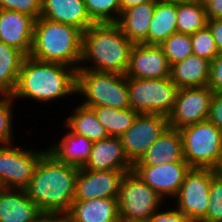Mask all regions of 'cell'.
Instances as JSON below:
<instances>
[{
    "label": "cell",
    "instance_id": "cell-1",
    "mask_svg": "<svg viewBox=\"0 0 222 222\" xmlns=\"http://www.w3.org/2000/svg\"><path fill=\"white\" fill-rule=\"evenodd\" d=\"M77 69L60 63L44 62L26 56L18 74L12 99H31L38 104L76 96ZM46 103V104H45Z\"/></svg>",
    "mask_w": 222,
    "mask_h": 222
},
{
    "label": "cell",
    "instance_id": "cell-2",
    "mask_svg": "<svg viewBox=\"0 0 222 222\" xmlns=\"http://www.w3.org/2000/svg\"><path fill=\"white\" fill-rule=\"evenodd\" d=\"M78 171V167L59 162L46 151L25 191L41 212L68 213L74 201Z\"/></svg>",
    "mask_w": 222,
    "mask_h": 222
},
{
    "label": "cell",
    "instance_id": "cell-3",
    "mask_svg": "<svg viewBox=\"0 0 222 222\" xmlns=\"http://www.w3.org/2000/svg\"><path fill=\"white\" fill-rule=\"evenodd\" d=\"M132 46L116 22L94 23L82 34L79 69L125 75Z\"/></svg>",
    "mask_w": 222,
    "mask_h": 222
},
{
    "label": "cell",
    "instance_id": "cell-4",
    "mask_svg": "<svg viewBox=\"0 0 222 222\" xmlns=\"http://www.w3.org/2000/svg\"><path fill=\"white\" fill-rule=\"evenodd\" d=\"M82 34L73 25L39 17L34 22L33 45L29 56L78 70L82 56Z\"/></svg>",
    "mask_w": 222,
    "mask_h": 222
},
{
    "label": "cell",
    "instance_id": "cell-5",
    "mask_svg": "<svg viewBox=\"0 0 222 222\" xmlns=\"http://www.w3.org/2000/svg\"><path fill=\"white\" fill-rule=\"evenodd\" d=\"M76 95H81V104L89 108H130L126 75L78 69Z\"/></svg>",
    "mask_w": 222,
    "mask_h": 222
},
{
    "label": "cell",
    "instance_id": "cell-6",
    "mask_svg": "<svg viewBox=\"0 0 222 222\" xmlns=\"http://www.w3.org/2000/svg\"><path fill=\"white\" fill-rule=\"evenodd\" d=\"M183 156L191 168L215 169L222 154V131L206 120L180 129Z\"/></svg>",
    "mask_w": 222,
    "mask_h": 222
},
{
    "label": "cell",
    "instance_id": "cell-7",
    "mask_svg": "<svg viewBox=\"0 0 222 222\" xmlns=\"http://www.w3.org/2000/svg\"><path fill=\"white\" fill-rule=\"evenodd\" d=\"M130 108L138 114H159L168 117L174 107L178 87L170 77L137 79L127 77Z\"/></svg>",
    "mask_w": 222,
    "mask_h": 222
},
{
    "label": "cell",
    "instance_id": "cell-8",
    "mask_svg": "<svg viewBox=\"0 0 222 222\" xmlns=\"http://www.w3.org/2000/svg\"><path fill=\"white\" fill-rule=\"evenodd\" d=\"M165 203L134 171L126 173L118 196L121 221L146 222Z\"/></svg>",
    "mask_w": 222,
    "mask_h": 222
},
{
    "label": "cell",
    "instance_id": "cell-9",
    "mask_svg": "<svg viewBox=\"0 0 222 222\" xmlns=\"http://www.w3.org/2000/svg\"><path fill=\"white\" fill-rule=\"evenodd\" d=\"M35 150L15 143L0 145V182L4 188H27L40 157L47 151Z\"/></svg>",
    "mask_w": 222,
    "mask_h": 222
},
{
    "label": "cell",
    "instance_id": "cell-10",
    "mask_svg": "<svg viewBox=\"0 0 222 222\" xmlns=\"http://www.w3.org/2000/svg\"><path fill=\"white\" fill-rule=\"evenodd\" d=\"M213 169L191 168L186 174L171 207L181 211L194 222H200L207 214Z\"/></svg>",
    "mask_w": 222,
    "mask_h": 222
},
{
    "label": "cell",
    "instance_id": "cell-11",
    "mask_svg": "<svg viewBox=\"0 0 222 222\" xmlns=\"http://www.w3.org/2000/svg\"><path fill=\"white\" fill-rule=\"evenodd\" d=\"M213 91L209 86L178 89L168 116L169 128L178 129L208 120Z\"/></svg>",
    "mask_w": 222,
    "mask_h": 222
},
{
    "label": "cell",
    "instance_id": "cell-12",
    "mask_svg": "<svg viewBox=\"0 0 222 222\" xmlns=\"http://www.w3.org/2000/svg\"><path fill=\"white\" fill-rule=\"evenodd\" d=\"M168 127V117L164 115L138 114L120 137L128 159L133 164L138 162Z\"/></svg>",
    "mask_w": 222,
    "mask_h": 222
},
{
    "label": "cell",
    "instance_id": "cell-13",
    "mask_svg": "<svg viewBox=\"0 0 222 222\" xmlns=\"http://www.w3.org/2000/svg\"><path fill=\"white\" fill-rule=\"evenodd\" d=\"M190 169L191 167L186 162L133 167V171L136 175L152 188L165 202L171 199V201H173L177 196L185 176Z\"/></svg>",
    "mask_w": 222,
    "mask_h": 222
},
{
    "label": "cell",
    "instance_id": "cell-14",
    "mask_svg": "<svg viewBox=\"0 0 222 222\" xmlns=\"http://www.w3.org/2000/svg\"><path fill=\"white\" fill-rule=\"evenodd\" d=\"M128 171H94L79 168L74 201L118 199L121 182Z\"/></svg>",
    "mask_w": 222,
    "mask_h": 222
},
{
    "label": "cell",
    "instance_id": "cell-15",
    "mask_svg": "<svg viewBox=\"0 0 222 222\" xmlns=\"http://www.w3.org/2000/svg\"><path fill=\"white\" fill-rule=\"evenodd\" d=\"M170 64L157 45L133 44L126 77L163 79L170 77Z\"/></svg>",
    "mask_w": 222,
    "mask_h": 222
},
{
    "label": "cell",
    "instance_id": "cell-16",
    "mask_svg": "<svg viewBox=\"0 0 222 222\" xmlns=\"http://www.w3.org/2000/svg\"><path fill=\"white\" fill-rule=\"evenodd\" d=\"M34 22L35 19L25 13L0 9V42L19 49L26 56L30 55Z\"/></svg>",
    "mask_w": 222,
    "mask_h": 222
},
{
    "label": "cell",
    "instance_id": "cell-17",
    "mask_svg": "<svg viewBox=\"0 0 222 222\" xmlns=\"http://www.w3.org/2000/svg\"><path fill=\"white\" fill-rule=\"evenodd\" d=\"M120 137H108L94 142L92 152L83 169L94 171H133Z\"/></svg>",
    "mask_w": 222,
    "mask_h": 222
},
{
    "label": "cell",
    "instance_id": "cell-18",
    "mask_svg": "<svg viewBox=\"0 0 222 222\" xmlns=\"http://www.w3.org/2000/svg\"><path fill=\"white\" fill-rule=\"evenodd\" d=\"M172 162L186 161L183 156V139L180 130L168 127L134 166H157Z\"/></svg>",
    "mask_w": 222,
    "mask_h": 222
},
{
    "label": "cell",
    "instance_id": "cell-19",
    "mask_svg": "<svg viewBox=\"0 0 222 222\" xmlns=\"http://www.w3.org/2000/svg\"><path fill=\"white\" fill-rule=\"evenodd\" d=\"M40 17L73 25L82 32L94 24L83 0H42Z\"/></svg>",
    "mask_w": 222,
    "mask_h": 222
},
{
    "label": "cell",
    "instance_id": "cell-20",
    "mask_svg": "<svg viewBox=\"0 0 222 222\" xmlns=\"http://www.w3.org/2000/svg\"><path fill=\"white\" fill-rule=\"evenodd\" d=\"M40 212L24 189L0 190V222H32Z\"/></svg>",
    "mask_w": 222,
    "mask_h": 222
},
{
    "label": "cell",
    "instance_id": "cell-21",
    "mask_svg": "<svg viewBox=\"0 0 222 222\" xmlns=\"http://www.w3.org/2000/svg\"><path fill=\"white\" fill-rule=\"evenodd\" d=\"M69 222H119L118 199L99 198L73 201L68 211Z\"/></svg>",
    "mask_w": 222,
    "mask_h": 222
},
{
    "label": "cell",
    "instance_id": "cell-22",
    "mask_svg": "<svg viewBox=\"0 0 222 222\" xmlns=\"http://www.w3.org/2000/svg\"><path fill=\"white\" fill-rule=\"evenodd\" d=\"M66 130L68 133H65L60 141L50 144L47 151L59 162L82 168L90 157L94 142Z\"/></svg>",
    "mask_w": 222,
    "mask_h": 222
},
{
    "label": "cell",
    "instance_id": "cell-23",
    "mask_svg": "<svg viewBox=\"0 0 222 222\" xmlns=\"http://www.w3.org/2000/svg\"><path fill=\"white\" fill-rule=\"evenodd\" d=\"M210 69V61L192 54L171 65L170 79L178 89L208 86Z\"/></svg>",
    "mask_w": 222,
    "mask_h": 222
},
{
    "label": "cell",
    "instance_id": "cell-24",
    "mask_svg": "<svg viewBox=\"0 0 222 222\" xmlns=\"http://www.w3.org/2000/svg\"><path fill=\"white\" fill-rule=\"evenodd\" d=\"M155 4L156 0H151L121 12L116 23L133 44H142L147 39Z\"/></svg>",
    "mask_w": 222,
    "mask_h": 222
},
{
    "label": "cell",
    "instance_id": "cell-25",
    "mask_svg": "<svg viewBox=\"0 0 222 222\" xmlns=\"http://www.w3.org/2000/svg\"><path fill=\"white\" fill-rule=\"evenodd\" d=\"M177 3L156 0L145 45H161L170 35L177 33Z\"/></svg>",
    "mask_w": 222,
    "mask_h": 222
},
{
    "label": "cell",
    "instance_id": "cell-26",
    "mask_svg": "<svg viewBox=\"0 0 222 222\" xmlns=\"http://www.w3.org/2000/svg\"><path fill=\"white\" fill-rule=\"evenodd\" d=\"M71 112L63 123V127L70 132L84 136L93 142L109 137L105 127L99 122L91 108L80 103Z\"/></svg>",
    "mask_w": 222,
    "mask_h": 222
},
{
    "label": "cell",
    "instance_id": "cell-27",
    "mask_svg": "<svg viewBox=\"0 0 222 222\" xmlns=\"http://www.w3.org/2000/svg\"><path fill=\"white\" fill-rule=\"evenodd\" d=\"M26 55L19 49L0 42V95H11Z\"/></svg>",
    "mask_w": 222,
    "mask_h": 222
},
{
    "label": "cell",
    "instance_id": "cell-28",
    "mask_svg": "<svg viewBox=\"0 0 222 222\" xmlns=\"http://www.w3.org/2000/svg\"><path fill=\"white\" fill-rule=\"evenodd\" d=\"M109 137H121L133 124L138 113L132 108L117 109L107 106L90 107Z\"/></svg>",
    "mask_w": 222,
    "mask_h": 222
},
{
    "label": "cell",
    "instance_id": "cell-29",
    "mask_svg": "<svg viewBox=\"0 0 222 222\" xmlns=\"http://www.w3.org/2000/svg\"><path fill=\"white\" fill-rule=\"evenodd\" d=\"M177 32L193 34L207 25V15L202 0L177 3Z\"/></svg>",
    "mask_w": 222,
    "mask_h": 222
},
{
    "label": "cell",
    "instance_id": "cell-30",
    "mask_svg": "<svg viewBox=\"0 0 222 222\" xmlns=\"http://www.w3.org/2000/svg\"><path fill=\"white\" fill-rule=\"evenodd\" d=\"M171 65L193 54L190 34L174 33L159 45Z\"/></svg>",
    "mask_w": 222,
    "mask_h": 222
},
{
    "label": "cell",
    "instance_id": "cell-31",
    "mask_svg": "<svg viewBox=\"0 0 222 222\" xmlns=\"http://www.w3.org/2000/svg\"><path fill=\"white\" fill-rule=\"evenodd\" d=\"M94 23L117 22L121 14L119 0H83Z\"/></svg>",
    "mask_w": 222,
    "mask_h": 222
},
{
    "label": "cell",
    "instance_id": "cell-32",
    "mask_svg": "<svg viewBox=\"0 0 222 222\" xmlns=\"http://www.w3.org/2000/svg\"><path fill=\"white\" fill-rule=\"evenodd\" d=\"M193 54L207 61H212L218 54L217 46L208 25L190 35Z\"/></svg>",
    "mask_w": 222,
    "mask_h": 222
},
{
    "label": "cell",
    "instance_id": "cell-33",
    "mask_svg": "<svg viewBox=\"0 0 222 222\" xmlns=\"http://www.w3.org/2000/svg\"><path fill=\"white\" fill-rule=\"evenodd\" d=\"M14 104L11 95H0V145L14 143Z\"/></svg>",
    "mask_w": 222,
    "mask_h": 222
},
{
    "label": "cell",
    "instance_id": "cell-34",
    "mask_svg": "<svg viewBox=\"0 0 222 222\" xmlns=\"http://www.w3.org/2000/svg\"><path fill=\"white\" fill-rule=\"evenodd\" d=\"M209 206L200 222H222V176L215 173L211 179Z\"/></svg>",
    "mask_w": 222,
    "mask_h": 222
},
{
    "label": "cell",
    "instance_id": "cell-35",
    "mask_svg": "<svg viewBox=\"0 0 222 222\" xmlns=\"http://www.w3.org/2000/svg\"><path fill=\"white\" fill-rule=\"evenodd\" d=\"M0 9L22 12L37 20L41 14L42 0H0Z\"/></svg>",
    "mask_w": 222,
    "mask_h": 222
},
{
    "label": "cell",
    "instance_id": "cell-36",
    "mask_svg": "<svg viewBox=\"0 0 222 222\" xmlns=\"http://www.w3.org/2000/svg\"><path fill=\"white\" fill-rule=\"evenodd\" d=\"M164 207L159 208L146 222H194L174 206L170 208L169 205L167 210Z\"/></svg>",
    "mask_w": 222,
    "mask_h": 222
},
{
    "label": "cell",
    "instance_id": "cell-37",
    "mask_svg": "<svg viewBox=\"0 0 222 222\" xmlns=\"http://www.w3.org/2000/svg\"><path fill=\"white\" fill-rule=\"evenodd\" d=\"M208 86L214 93H222V52L211 61Z\"/></svg>",
    "mask_w": 222,
    "mask_h": 222
},
{
    "label": "cell",
    "instance_id": "cell-38",
    "mask_svg": "<svg viewBox=\"0 0 222 222\" xmlns=\"http://www.w3.org/2000/svg\"><path fill=\"white\" fill-rule=\"evenodd\" d=\"M208 120L222 131V93H213Z\"/></svg>",
    "mask_w": 222,
    "mask_h": 222
},
{
    "label": "cell",
    "instance_id": "cell-39",
    "mask_svg": "<svg viewBox=\"0 0 222 222\" xmlns=\"http://www.w3.org/2000/svg\"><path fill=\"white\" fill-rule=\"evenodd\" d=\"M207 20L222 19V0H202Z\"/></svg>",
    "mask_w": 222,
    "mask_h": 222
},
{
    "label": "cell",
    "instance_id": "cell-40",
    "mask_svg": "<svg viewBox=\"0 0 222 222\" xmlns=\"http://www.w3.org/2000/svg\"><path fill=\"white\" fill-rule=\"evenodd\" d=\"M32 222H69V216L62 212H40Z\"/></svg>",
    "mask_w": 222,
    "mask_h": 222
},
{
    "label": "cell",
    "instance_id": "cell-41",
    "mask_svg": "<svg viewBox=\"0 0 222 222\" xmlns=\"http://www.w3.org/2000/svg\"><path fill=\"white\" fill-rule=\"evenodd\" d=\"M207 25L212 31L217 50L222 52V19L207 20Z\"/></svg>",
    "mask_w": 222,
    "mask_h": 222
},
{
    "label": "cell",
    "instance_id": "cell-42",
    "mask_svg": "<svg viewBox=\"0 0 222 222\" xmlns=\"http://www.w3.org/2000/svg\"><path fill=\"white\" fill-rule=\"evenodd\" d=\"M148 1H151V0H119L120 6H121V12H123L125 9L135 7L137 5L146 3Z\"/></svg>",
    "mask_w": 222,
    "mask_h": 222
},
{
    "label": "cell",
    "instance_id": "cell-43",
    "mask_svg": "<svg viewBox=\"0 0 222 222\" xmlns=\"http://www.w3.org/2000/svg\"><path fill=\"white\" fill-rule=\"evenodd\" d=\"M215 173H217L218 175L222 176V154L220 156V160L218 162V165L216 166V168L214 169Z\"/></svg>",
    "mask_w": 222,
    "mask_h": 222
},
{
    "label": "cell",
    "instance_id": "cell-44",
    "mask_svg": "<svg viewBox=\"0 0 222 222\" xmlns=\"http://www.w3.org/2000/svg\"><path fill=\"white\" fill-rule=\"evenodd\" d=\"M159 1L171 2V3H181V2H187L190 0H159Z\"/></svg>",
    "mask_w": 222,
    "mask_h": 222
},
{
    "label": "cell",
    "instance_id": "cell-45",
    "mask_svg": "<svg viewBox=\"0 0 222 222\" xmlns=\"http://www.w3.org/2000/svg\"><path fill=\"white\" fill-rule=\"evenodd\" d=\"M4 187L2 185V183L0 182V190H2Z\"/></svg>",
    "mask_w": 222,
    "mask_h": 222
}]
</instances>
